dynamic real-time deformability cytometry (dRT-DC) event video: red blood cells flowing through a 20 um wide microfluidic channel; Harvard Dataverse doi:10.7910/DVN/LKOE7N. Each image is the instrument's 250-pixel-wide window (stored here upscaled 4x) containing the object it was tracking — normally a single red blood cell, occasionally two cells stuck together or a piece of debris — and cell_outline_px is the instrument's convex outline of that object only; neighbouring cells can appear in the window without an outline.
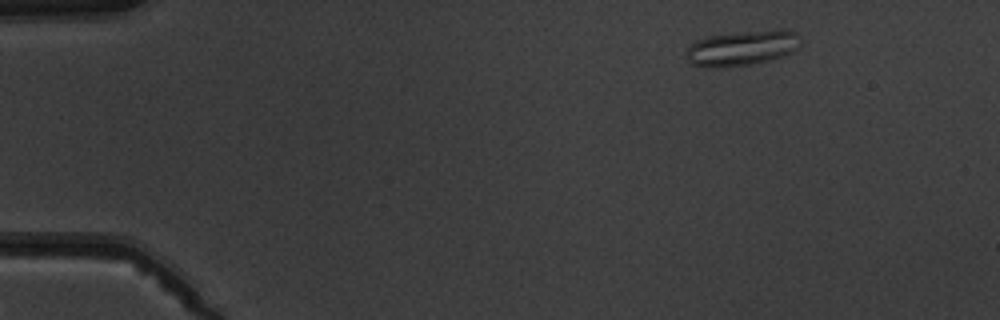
{"species": "common noctule bat (a hibernating species)", "species_latin": "Nyctalus noctula", "temperature_condition": "warm", "stored_images_in_passage": 6, "camera_frame_rate_fps": 3000, "um_per_image_px": 0.085, "animal": {"sex": "male", "body_mass_g": 19.5, "forearm_length_mm": 54.6}, "frame": {"image": 1, "passage_image": 1, "time_ms": 0.0, "image_size_px": [1000, 320], "cell_outline_px": [[804, 40], [800, 48], [792, 52], [768, 60], [752, 64], [724, 68], [708, 68], [692, 64], [684, 56], [688, 48], [696, 40], [708, 36], [744, 32], [784, 28], [796, 32]], "centroid_in_image_um": [63.13, 4.08], "position_along_channel_um": 21.9, "area_um2": 23.81}}
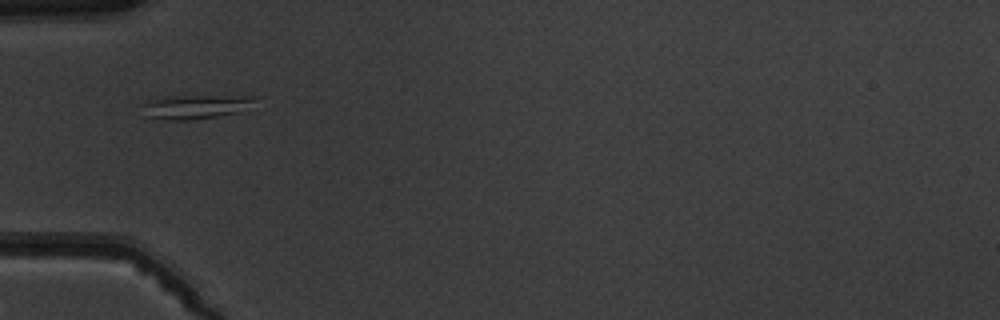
{"frame": {"image": 2, "passage_image": 4, "time_ms": 3.667, "image_size_px": [1000, 320], "cell_outline_px": [[256, 96], [240, 112], [216, 116], [188, 120], [168, 120], [144, 116], [140, 104], [148, 100], [180, 96]], "centroid_in_image_um": [16.49, 9.08], "position_along_channel_um": 68.5, "area_um2": 15.37}}
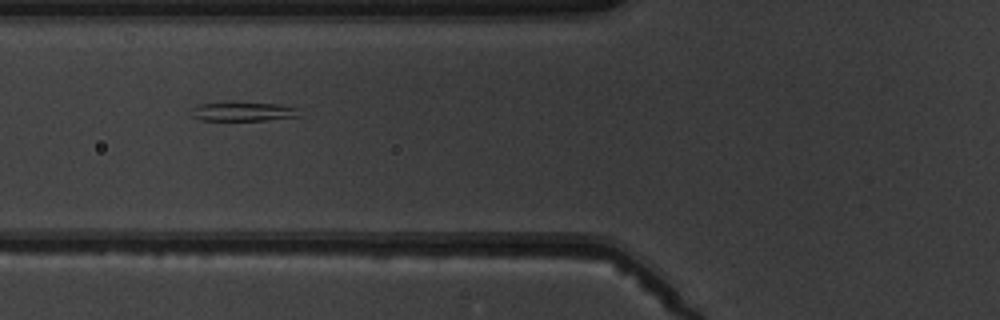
{"frame": {"image": 3, "passage_image": 5, "time_ms": 4.667, "image_size_px": [1000, 320], "cell_outline_px": [[304, 116], [268, 120], [200, 120], [192, 116], [192, 108], [196, 104], [276, 104], [296, 108]], "centroid_in_image_um": [20.71, 9.52], "position_along_channel_um": 105.1, "area_um2": 11.5}}